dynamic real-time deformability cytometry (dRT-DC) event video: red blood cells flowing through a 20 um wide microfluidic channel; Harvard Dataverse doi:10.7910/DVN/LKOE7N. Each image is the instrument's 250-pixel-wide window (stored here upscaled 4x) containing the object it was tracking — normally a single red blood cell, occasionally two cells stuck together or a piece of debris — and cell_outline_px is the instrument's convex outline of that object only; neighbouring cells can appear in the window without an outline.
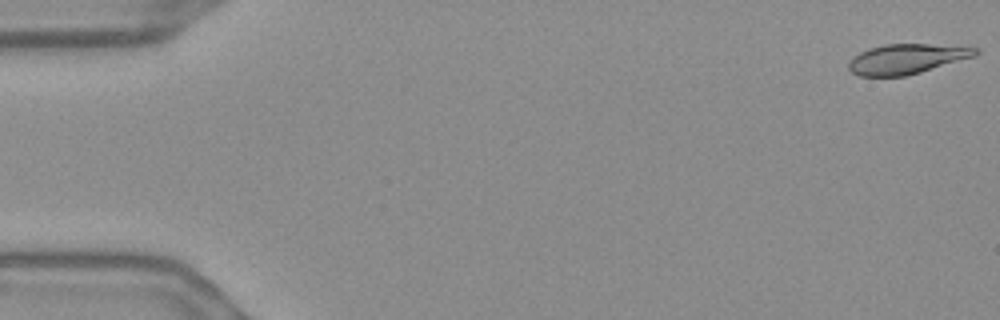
{"species": "Egyptian fruit bat (a non-hibernating species)", "species_latin": "Rousettus aegyptiacus", "temperature_condition": "warm", "stored_images_in_passage": 55, "camera_frame_rate_fps": 3000, "um_per_image_px": 0.085, "frame": {"image": 1, "passage_image": 1, "time_ms": 0.0, "image_size_px": [1000, 320], "cell_outline_px": [[980, 52], [976, 56], [920, 72], [904, 76], [860, 76], [852, 72], [848, 68], [848, 60], [852, 56], [868, 48], [884, 44], [928, 44], [980, 48]], "centroid_in_image_um": [77.05, 5.0], "position_along_channel_um": 8.0, "area_um2": 22.2}}
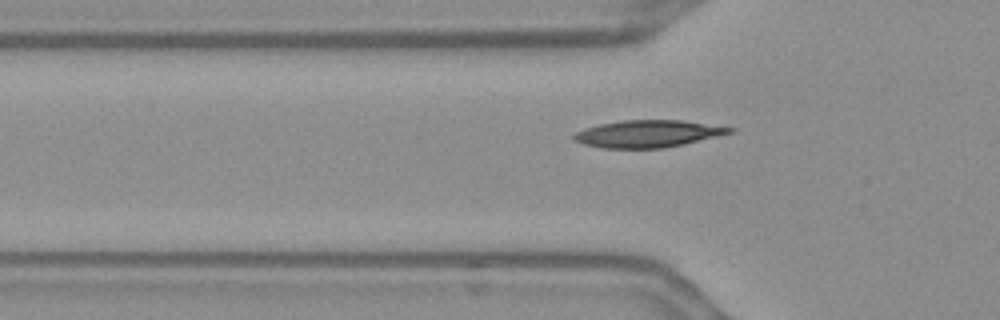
{"frame": {"image": 2, "passage_image": 18, "time_ms": 5.667, "image_size_px": [1000, 320], "cell_outline_px": [[736, 128], [732, 132], [684, 144], [664, 148], [600, 148], [584, 144], [572, 140], [572, 136], [576, 132], [584, 128], [600, 124], [624, 120], [684, 120]], "centroid_in_image_um": [55.04, 11.37], "position_along_channel_um": 70.8, "area_um2": 24.62}}
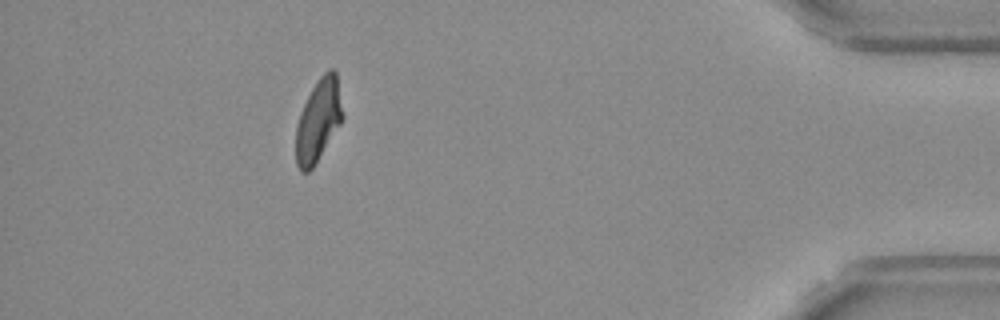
{"frame": {"image": 3, "passage_image": 50, "time_ms": 16.333, "image_size_px": [1000, 320], "cell_outline_px": [[344, 116], [340, 124], [312, 168], [308, 172], [300, 172], [296, 164], [296, 124], [300, 112], [312, 88], [320, 76], [328, 68], [332, 68], [336, 72]], "centroid_in_image_um": [27.05, 10.22], "position_along_channel_um": 408.1, "area_um2": 22.31}, "authors_computed_cell_mechanics": {"area_um2": 23.2934, "velocity_mm_per_s": 3.6661, "shape_relaxation_time_tau1_ms": 4.7371, "shape_relaxation_time_tau2_ms": 2.5827, "deformation_change_tau1": 0.1751, "deformation_change_tau2": 0.0589}}